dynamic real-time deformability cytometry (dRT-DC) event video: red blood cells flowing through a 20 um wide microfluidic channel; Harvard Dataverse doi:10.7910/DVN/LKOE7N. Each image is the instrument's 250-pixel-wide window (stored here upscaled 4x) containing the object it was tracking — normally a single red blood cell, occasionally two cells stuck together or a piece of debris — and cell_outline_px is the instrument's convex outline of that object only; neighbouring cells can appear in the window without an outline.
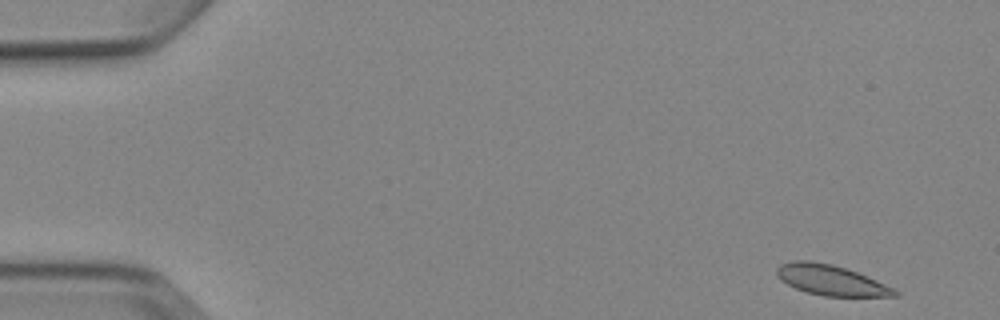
{"species": "Egyptian fruit bat (a non-hibernating species)", "species_latin": "Rousettus aegyptiacus", "temperature_condition": "cold", "stored_images_in_passage": 8, "camera_frame_rate_fps": 3000, "um_per_image_px": 0.085, "animal": {"sex": "female"}, "frame": {"image": 1, "passage_image": 1, "time_ms": 0.0, "image_size_px": [1000, 320], "cell_outline_px": [[900, 296], [824, 296], [808, 292], [796, 288], [780, 280], [776, 276], [776, 268], [780, 264], [792, 260], [808, 260], [832, 264], [868, 276], [900, 292]], "centroid_in_image_um": [70.6, 23.8], "position_along_channel_um": 14.4, "area_um2": 20.75}}
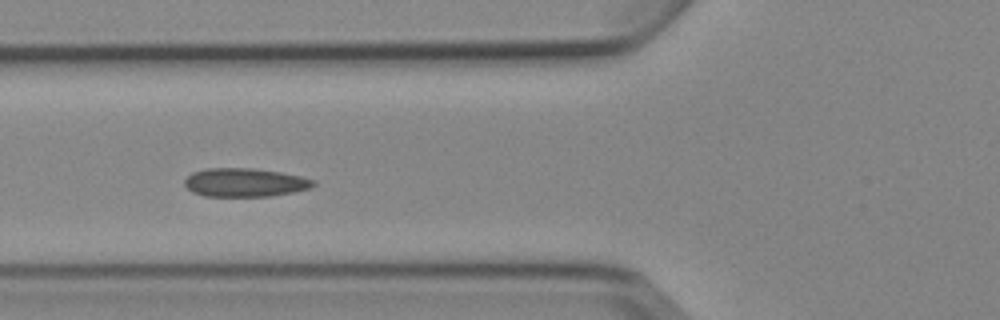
{"frame": {"image": 2, "passage_image": 6, "time_ms": 5.667, "image_size_px": [1000, 320], "cell_outline_px": [[316, 184], [308, 188], [292, 192], [272, 196], [204, 196], [192, 192], [184, 184], [184, 180], [192, 172], [208, 168], [252, 168], [280, 172], [300, 176], [316, 180]], "centroid_in_image_um": [20.8, 15.51], "position_along_channel_um": 105.0, "area_um2": 21.39}}
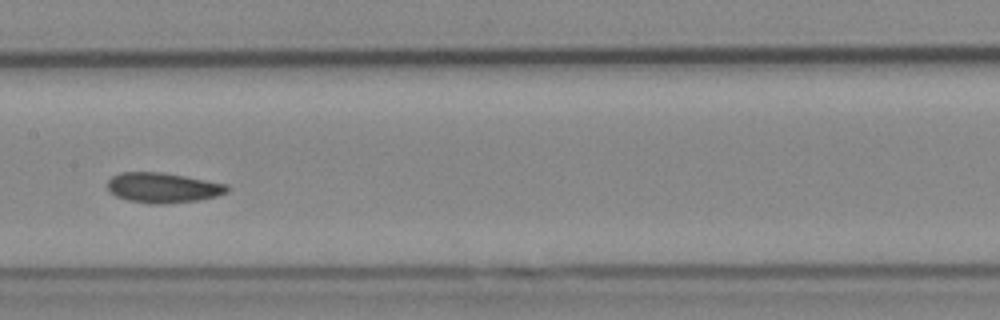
{"frame": {"image": 3, "passage_image": 8, "time_ms": 8.0, "image_size_px": [1000, 320], "cell_outline_px": [[228, 192], [216, 196], [200, 200], [164, 204], [148, 204], [128, 200], [116, 196], [108, 192], [108, 180], [112, 176], [120, 172], [164, 172], [228, 184]], "centroid_in_image_um": [13.84, 15.96], "position_along_channel_um": 193.6, "area_um2": 21.21}}